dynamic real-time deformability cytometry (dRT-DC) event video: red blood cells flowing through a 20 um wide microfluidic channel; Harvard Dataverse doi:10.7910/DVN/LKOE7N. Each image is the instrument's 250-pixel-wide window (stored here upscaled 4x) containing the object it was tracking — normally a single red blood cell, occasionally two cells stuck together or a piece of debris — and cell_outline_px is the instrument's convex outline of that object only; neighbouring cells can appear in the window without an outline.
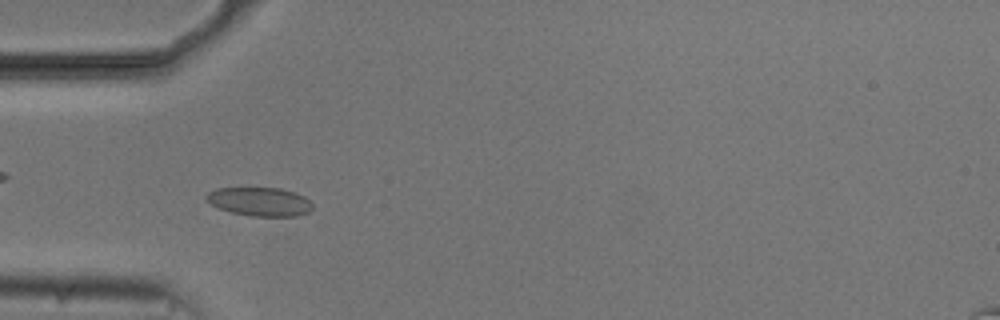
{"species": "common noctule bat (a hibernating species)", "species_latin": "Nyctalus noctula", "temperature_condition": "cold", "stored_images_in_passage": 54, "camera_frame_rate_fps": 3000, "um_per_image_px": 0.085, "animal": {"sex": "male", "body_mass_g": 20.5, "forearm_length_mm": 52.5}, "frame": {"image": 1, "passage_image": 16, "time_ms": 5.0, "image_size_px": [1000, 320], "cell_outline_px": [[312, 208], [308, 212], [296, 216], [248, 216], [232, 212], [220, 208], [212, 204], [204, 196], [208, 192], [216, 188], [280, 188], [296, 192], [304, 196], [312, 204]], "centroid_in_image_um": [22.09, 17.13], "position_along_channel_um": 62.9, "area_um2": 17.69}}
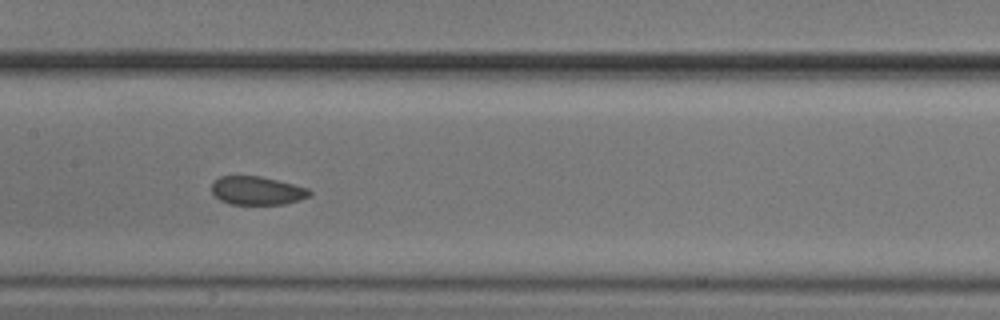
{"frame": {"image": 2, "passage_image": 26, "time_ms": 8.333, "image_size_px": [1000, 320], "cell_outline_px": [[312, 196], [300, 200], [284, 204], [228, 204], [220, 200], [212, 192], [212, 184], [220, 176], [260, 176], [308, 188], [312, 192]], "centroid_in_image_um": [21.87, 16.21], "position_along_channel_um": 185.5, "area_um2": 16.18}}
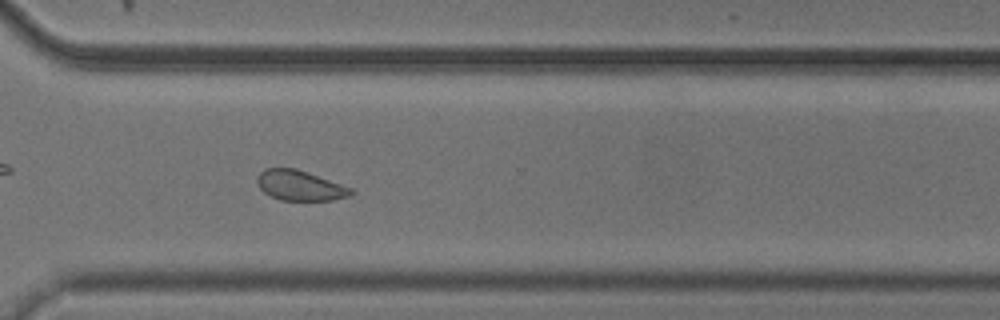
{"frame": {"image": 3, "passage_image": 39, "time_ms": 12.667, "image_size_px": [1000, 320], "cell_outline_px": [[356, 192], [348, 196], [332, 200], [280, 200], [264, 192], [256, 184], [256, 176], [264, 168], [296, 168], [352, 188]], "centroid_in_image_um": [25.47, 15.76], "position_along_channel_um": 345.1, "area_um2": 16.47}, "authors_computed_cell_mechanics": {"area_um2": 18.1781, "velocity_mm_per_s": 3.6947, "shape_relaxation_time_tau1_ms": 10.766, "shape_relaxation_time_tau2_ms": 1.4971, "deformation_change_tau1": 0.1084, "deformation_change_tau2": 0.0639}}